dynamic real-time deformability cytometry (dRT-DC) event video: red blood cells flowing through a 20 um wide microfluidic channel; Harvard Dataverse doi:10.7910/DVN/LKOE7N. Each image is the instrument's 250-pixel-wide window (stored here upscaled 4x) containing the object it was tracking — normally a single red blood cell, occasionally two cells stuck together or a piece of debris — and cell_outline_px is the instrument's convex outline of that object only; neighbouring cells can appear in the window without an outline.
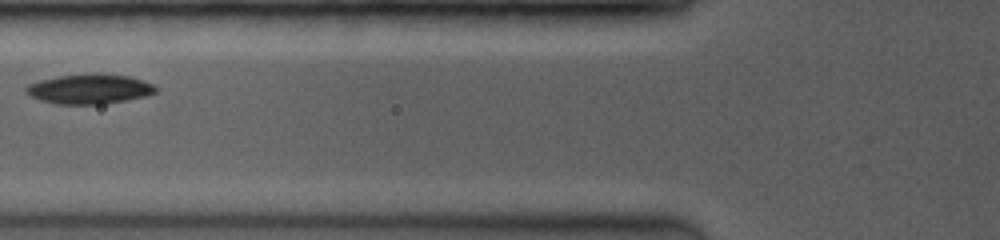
{"species": "common noctule bat (a hibernating species)", "species_latin": "Nyctalus noctula", "temperature_condition": "room temperature", "stored_images_in_passage": 15, "camera_frame_rate_fps": 3500, "um_per_image_px": 0.085, "animal": {"sex": "female", "body_mass_g": 19.0, "forearm_length_mm": 53.3}, "frame": {"image": 1, "passage_image": 3, "time_ms": 1.429, "image_size_px": [1000, 240], "cell_outline_px": [[156, 92], [144, 96], [124, 100], [100, 104], [56, 104], [40, 100], [32, 96], [24, 88], [28, 84], [40, 80], [60, 76], [92, 72], [100, 72], [128, 76], [152, 84], [156, 88]], "centroid_in_image_um": [7.58, 7.54], "position_along_channel_um": 118.2, "area_um2": 22.37}}